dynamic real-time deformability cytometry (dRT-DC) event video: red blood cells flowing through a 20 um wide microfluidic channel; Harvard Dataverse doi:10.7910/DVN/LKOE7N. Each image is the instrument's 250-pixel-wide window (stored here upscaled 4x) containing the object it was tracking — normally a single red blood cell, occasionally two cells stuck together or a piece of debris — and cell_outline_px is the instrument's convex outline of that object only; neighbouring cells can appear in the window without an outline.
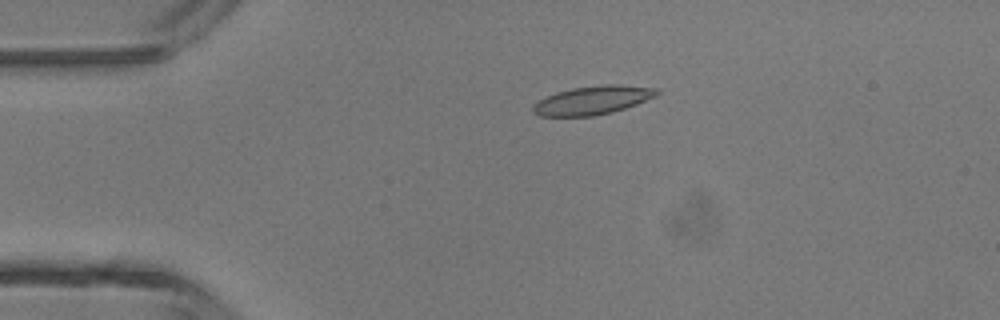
{"species": "common noctule bat (a hibernating species)", "species_latin": "Nyctalus noctula", "temperature_condition": "room temperature", "stored_images_in_passage": 4, "camera_frame_rate_fps": 3000, "um_per_image_px": 0.085, "animal": {"sex": "male", "body_mass_g": 13.3}, "frame": {"image": 1, "passage_image": 2, "time_ms": 0.333, "image_size_px": [1000, 320], "cell_outline_px": [[660, 92], [656, 96], [636, 104], [612, 112], [592, 116], [540, 116], [532, 112], [532, 104], [556, 92], [572, 88], [600, 84], [620, 84], [660, 88]], "centroid_in_image_um": [50.4, 8.5], "position_along_channel_um": 34.6, "area_um2": 20.75}}